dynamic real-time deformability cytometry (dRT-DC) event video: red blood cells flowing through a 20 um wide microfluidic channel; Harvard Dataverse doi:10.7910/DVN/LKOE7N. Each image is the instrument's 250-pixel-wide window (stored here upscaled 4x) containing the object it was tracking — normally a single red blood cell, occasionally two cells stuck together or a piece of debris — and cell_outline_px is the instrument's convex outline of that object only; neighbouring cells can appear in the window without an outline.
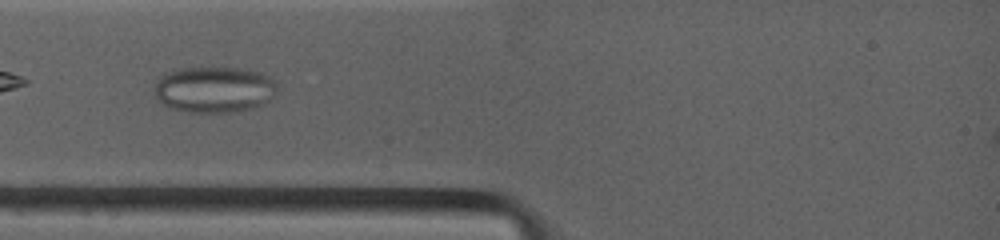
{"species": "common noctule bat (a hibernating species)", "species_latin": "Nyctalus noctula", "temperature_condition": "warm", "stored_images_in_passage": 3, "camera_frame_rate_fps": 4500, "um_per_image_px": 0.085, "animal": {"sex": "female", "body_mass_g": 19.0, "forearm_length_mm": 53.3}, "frame": {"image": 1, "passage_image": 2, "time_ms": 0.889, "image_size_px": [1000, 240], "cell_outline_px": [[276, 88], [268, 100], [252, 108], [228, 112], [188, 112], [164, 104], [156, 96], [156, 84], [164, 76], [172, 72], [184, 68], [236, 68], [256, 72], [272, 80]], "centroid_in_image_um": [18.2, 7.62], "position_along_channel_um": 66.8, "area_um2": 31.56}}